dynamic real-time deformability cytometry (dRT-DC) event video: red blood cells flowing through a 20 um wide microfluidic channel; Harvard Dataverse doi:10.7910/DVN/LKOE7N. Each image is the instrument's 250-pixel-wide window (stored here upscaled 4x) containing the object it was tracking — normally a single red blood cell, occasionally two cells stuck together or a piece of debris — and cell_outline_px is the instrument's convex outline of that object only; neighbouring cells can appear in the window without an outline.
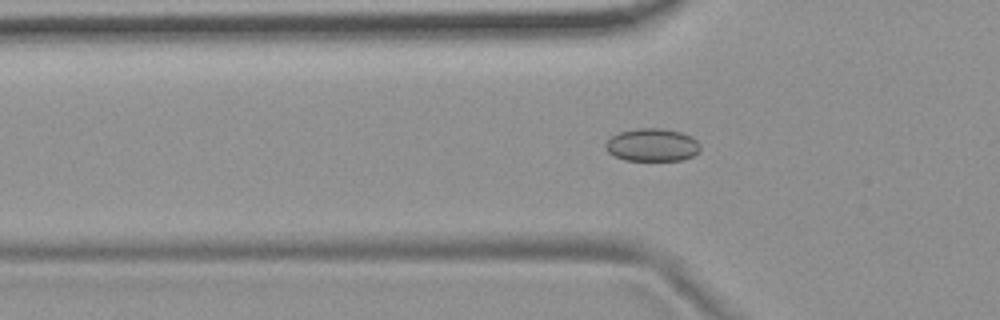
{"species": "common noctule bat (a hibernating species)", "species_latin": "Nyctalus noctula", "temperature_condition": "room temperature", "stored_images_in_passage": 39, "camera_frame_rate_fps": 3000, "um_per_image_px": 0.085, "animal": {"sex": "female", "body_mass_g": 19.9}, "frame": {"image": 1, "passage_image": 2, "time_ms": 0.333, "image_size_px": [1000, 320], "cell_outline_px": [[700, 152], [684, 160], [624, 160], [608, 152], [604, 148], [604, 144], [612, 136], [620, 132], [640, 128], [664, 128], [680, 132], [692, 136], [700, 144]], "centroid_in_image_um": [55.46, 12.32], "position_along_channel_um": 70.3, "area_um2": 18.21}}
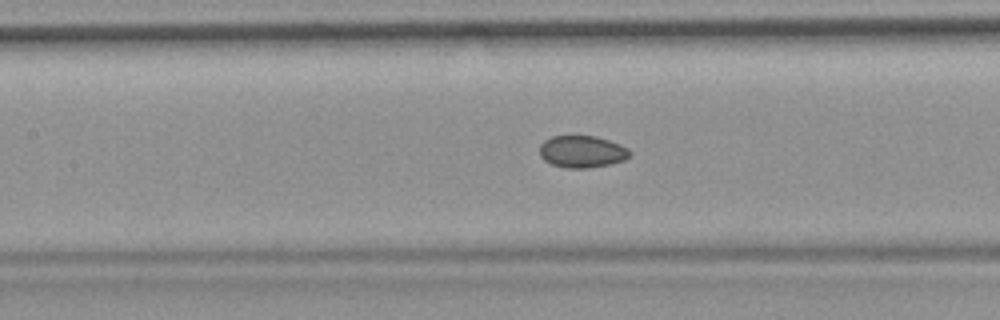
{"frame": {"image": 2, "passage_image": 9, "time_ms": 2.667, "image_size_px": [1000, 320], "cell_outline_px": [[632, 152], [624, 160], [608, 164], [588, 168], [564, 168], [552, 164], [544, 160], [540, 156], [540, 144], [544, 140], [552, 136], [596, 136], [620, 144], [628, 148]], "centroid_in_image_um": [49.46, 12.88], "position_along_channel_um": 157.9, "area_um2": 16.82}}
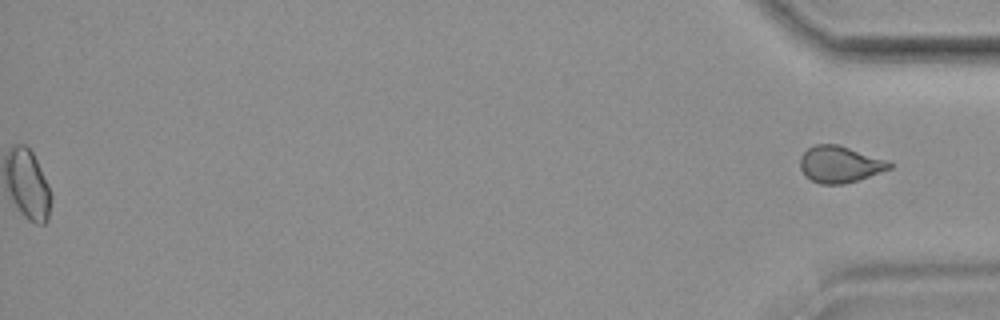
{"frame": {"image": 3, "passage_image": 39, "time_ms": 12.667, "image_size_px": [1000, 320], "cell_outline_px": [[892, 168], [844, 184], [820, 184], [804, 176], [800, 168], [800, 156], [808, 148], [816, 144], [836, 144], [888, 160], [892, 164]], "centroid_in_image_um": [71.35, 13.97], "position_along_channel_um": 363.8, "area_um2": 18.9}, "authors_computed_cell_mechanics": {"area_um2": 17.2822, "velocity_mm_per_s": 3.7402, "shape_relaxation_time_tau1_ms": null, "shape_relaxation_time_tau2_ms": 4.4263, "deformation_change_tau1": null, "deformation_change_tau2": 0.0515}}